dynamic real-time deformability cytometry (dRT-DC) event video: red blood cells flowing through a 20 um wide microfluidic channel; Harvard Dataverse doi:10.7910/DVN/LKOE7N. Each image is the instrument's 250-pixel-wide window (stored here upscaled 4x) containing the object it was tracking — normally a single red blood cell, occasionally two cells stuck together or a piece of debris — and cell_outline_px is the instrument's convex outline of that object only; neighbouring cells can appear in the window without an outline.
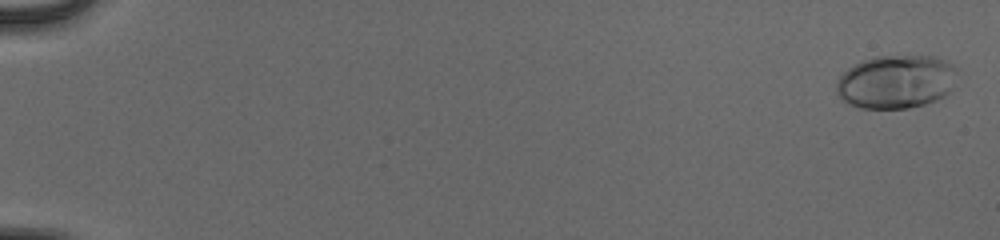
{"species": "human", "species_latin": "Homo sapiens", "temperature_condition": "cold", "stored_images_in_passage": 19, "camera_frame_rate_fps": 3000, "um_per_image_px": 0.085, "donor": {"sex": "male"}, "frame": {"image": 1, "passage_image": 2, "time_ms": 0.333, "image_size_px": [1000, 240], "cell_outline_px": [[960, 68], [952, 88], [944, 96], [936, 100], [924, 104], [908, 108], [860, 108], [848, 104], [836, 92], [836, 84], [840, 76], [848, 68], [860, 60], [872, 56], [936, 56]], "centroid_in_image_um": [76.19, 6.93], "position_along_channel_um": 8.8, "area_um2": 38.03}}
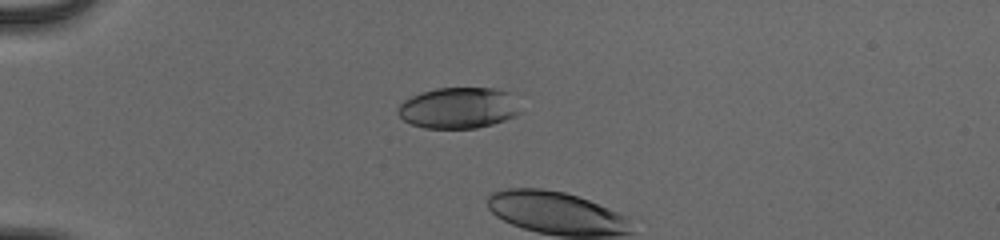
{"frame": {"image": 2, "passage_image": 17, "time_ms": 5.333, "image_size_px": [1000, 240], "cell_outline_px": [[520, 112], [516, 116], [492, 124], [476, 128], [424, 128], [412, 124], [404, 120], [396, 112], [396, 108], [404, 100], [420, 92], [436, 88], [492, 88], [508, 92]], "centroid_in_image_um": [38.91, 9.18], "position_along_channel_um": 46.1, "area_um2": 29.07}}